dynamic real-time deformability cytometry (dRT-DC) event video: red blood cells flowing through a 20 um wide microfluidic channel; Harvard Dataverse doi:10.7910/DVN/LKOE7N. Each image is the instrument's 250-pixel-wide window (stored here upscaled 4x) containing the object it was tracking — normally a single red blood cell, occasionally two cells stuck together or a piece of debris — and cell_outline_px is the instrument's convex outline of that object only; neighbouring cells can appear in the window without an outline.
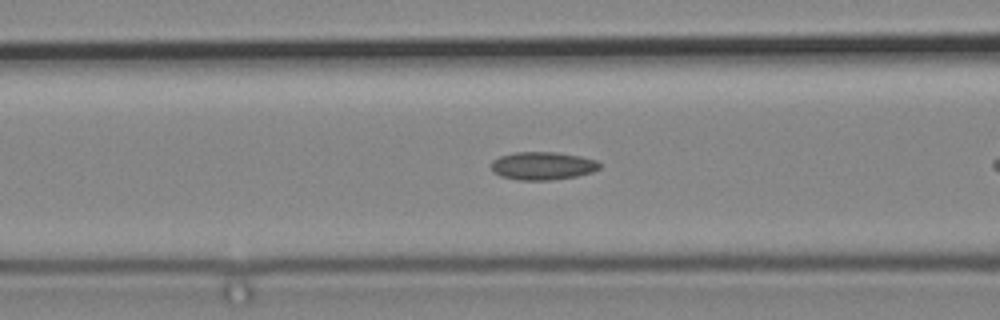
{"species": "common noctule bat (a hibernating species)", "species_latin": "Nyctalus noctula", "temperature_condition": "cold", "stored_images_in_passage": 14, "camera_frame_rate_fps": 3000, "um_per_image_px": 0.085, "animal": {"sex": "male", "body_mass_g": 19.2, "forearm_length_mm": 51.8}, "frame": {"image": 1, "passage_image": 8, "time_ms": 2.333, "image_size_px": [1000, 320], "cell_outline_px": [[600, 168], [592, 172], [576, 176], [552, 180], [520, 180], [500, 176], [492, 172], [492, 160], [500, 156], [516, 152], [556, 152], [580, 156], [596, 160], [600, 164]], "centroid_in_image_um": [46.11, 14.09], "position_along_channel_um": 120.5, "area_um2": 17.69}}
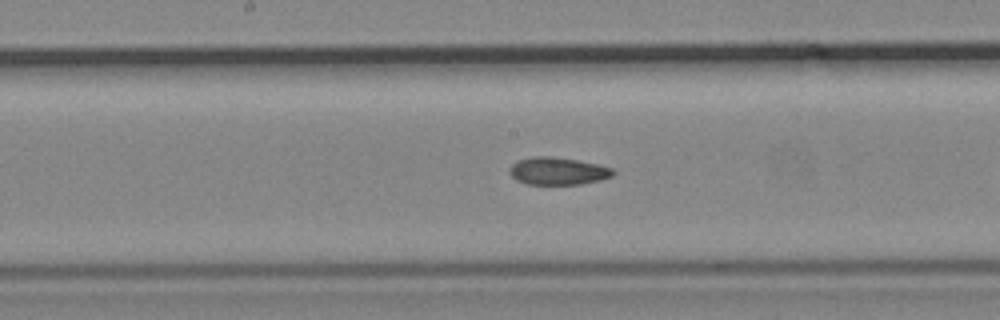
{"frame": {"image": 2, "passage_image": 14, "time_ms": 4.333, "image_size_px": [1000, 320], "cell_outline_px": [[616, 172], [612, 176], [600, 180], [580, 184], [524, 184], [516, 180], [508, 172], [508, 168], [516, 160], [532, 156], [552, 156], [576, 160], [596, 164], [612, 168]], "centroid_in_image_um": [47.36, 14.53], "position_along_channel_um": 200.8, "area_um2": 16.7}}